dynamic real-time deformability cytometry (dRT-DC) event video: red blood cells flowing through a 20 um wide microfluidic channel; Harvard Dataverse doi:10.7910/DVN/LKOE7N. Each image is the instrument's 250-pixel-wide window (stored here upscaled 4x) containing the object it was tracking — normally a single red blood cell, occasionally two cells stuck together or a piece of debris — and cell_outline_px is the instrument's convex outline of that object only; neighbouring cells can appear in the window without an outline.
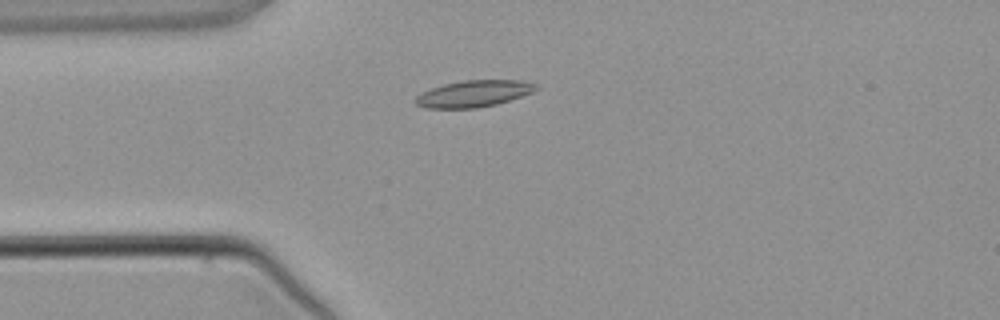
{"species": "common noctule bat (a hibernating species)", "species_latin": "Nyctalus noctula", "temperature_condition": "warm", "stored_images_in_passage": 1, "camera_frame_rate_fps": 3000, "um_per_image_px": 0.085, "animal": {"sex": "male", "body_mass_g": 21.5, "forearm_length_mm": 52.0}, "frame": {"image": 1, "passage_image": 1, "time_ms": 0.0, "image_size_px": [1000, 320], "cell_outline_px": [[540, 88], [532, 92], [496, 104], [476, 108], [424, 108], [416, 104], [412, 100], [416, 96], [432, 88], [444, 84], [464, 80], [520, 80], [540, 84]], "centroid_in_image_um": [40.27, 7.96], "position_along_channel_um": 44.7, "area_um2": 18.67}}